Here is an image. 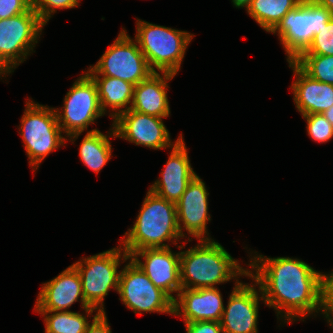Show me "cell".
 Segmentation results:
<instances>
[{
  "label": "cell",
  "instance_id": "cell-17",
  "mask_svg": "<svg viewBox=\"0 0 333 333\" xmlns=\"http://www.w3.org/2000/svg\"><path fill=\"white\" fill-rule=\"evenodd\" d=\"M224 308L223 298L217 287L182 288L173 301V315L182 316L184 323L220 322Z\"/></svg>",
  "mask_w": 333,
  "mask_h": 333
},
{
  "label": "cell",
  "instance_id": "cell-21",
  "mask_svg": "<svg viewBox=\"0 0 333 333\" xmlns=\"http://www.w3.org/2000/svg\"><path fill=\"white\" fill-rule=\"evenodd\" d=\"M89 76L96 83L100 107L104 114L106 113L107 107H110L112 111L116 112H112L109 116L115 119L121 113L131 108L134 84L114 77L102 75ZM128 104L130 105L127 106Z\"/></svg>",
  "mask_w": 333,
  "mask_h": 333
},
{
  "label": "cell",
  "instance_id": "cell-23",
  "mask_svg": "<svg viewBox=\"0 0 333 333\" xmlns=\"http://www.w3.org/2000/svg\"><path fill=\"white\" fill-rule=\"evenodd\" d=\"M302 0H252L247 13L267 32H271L283 17Z\"/></svg>",
  "mask_w": 333,
  "mask_h": 333
},
{
  "label": "cell",
  "instance_id": "cell-5",
  "mask_svg": "<svg viewBox=\"0 0 333 333\" xmlns=\"http://www.w3.org/2000/svg\"><path fill=\"white\" fill-rule=\"evenodd\" d=\"M20 135L29 158L31 168L37 170L49 153L57 150L67 139L62 135L54 108L34 101L26 102L21 118Z\"/></svg>",
  "mask_w": 333,
  "mask_h": 333
},
{
  "label": "cell",
  "instance_id": "cell-34",
  "mask_svg": "<svg viewBox=\"0 0 333 333\" xmlns=\"http://www.w3.org/2000/svg\"><path fill=\"white\" fill-rule=\"evenodd\" d=\"M251 1L252 0H232L233 2V5L236 7V8H248L251 4Z\"/></svg>",
  "mask_w": 333,
  "mask_h": 333
},
{
  "label": "cell",
  "instance_id": "cell-32",
  "mask_svg": "<svg viewBox=\"0 0 333 333\" xmlns=\"http://www.w3.org/2000/svg\"><path fill=\"white\" fill-rule=\"evenodd\" d=\"M106 312H96L92 323L87 326L85 333H112L107 321Z\"/></svg>",
  "mask_w": 333,
  "mask_h": 333
},
{
  "label": "cell",
  "instance_id": "cell-8",
  "mask_svg": "<svg viewBox=\"0 0 333 333\" xmlns=\"http://www.w3.org/2000/svg\"><path fill=\"white\" fill-rule=\"evenodd\" d=\"M63 103L62 112L58 108L54 110L62 132L72 142L96 119L105 115L100 107L96 83L87 73L74 82Z\"/></svg>",
  "mask_w": 333,
  "mask_h": 333
},
{
  "label": "cell",
  "instance_id": "cell-31",
  "mask_svg": "<svg viewBox=\"0 0 333 333\" xmlns=\"http://www.w3.org/2000/svg\"><path fill=\"white\" fill-rule=\"evenodd\" d=\"M186 333H223L220 322L198 321L185 323Z\"/></svg>",
  "mask_w": 333,
  "mask_h": 333
},
{
  "label": "cell",
  "instance_id": "cell-27",
  "mask_svg": "<svg viewBox=\"0 0 333 333\" xmlns=\"http://www.w3.org/2000/svg\"><path fill=\"white\" fill-rule=\"evenodd\" d=\"M307 121L308 135L316 142L324 143L332 139L333 126L322 113L303 115Z\"/></svg>",
  "mask_w": 333,
  "mask_h": 333
},
{
  "label": "cell",
  "instance_id": "cell-30",
  "mask_svg": "<svg viewBox=\"0 0 333 333\" xmlns=\"http://www.w3.org/2000/svg\"><path fill=\"white\" fill-rule=\"evenodd\" d=\"M32 0H0V19H7L27 12Z\"/></svg>",
  "mask_w": 333,
  "mask_h": 333
},
{
  "label": "cell",
  "instance_id": "cell-9",
  "mask_svg": "<svg viewBox=\"0 0 333 333\" xmlns=\"http://www.w3.org/2000/svg\"><path fill=\"white\" fill-rule=\"evenodd\" d=\"M88 69V75L119 78L134 85L153 73L137 41L132 40L125 29L119 33L98 62Z\"/></svg>",
  "mask_w": 333,
  "mask_h": 333
},
{
  "label": "cell",
  "instance_id": "cell-4",
  "mask_svg": "<svg viewBox=\"0 0 333 333\" xmlns=\"http://www.w3.org/2000/svg\"><path fill=\"white\" fill-rule=\"evenodd\" d=\"M135 40L153 72L176 75L193 34L137 18ZM158 70H156V69Z\"/></svg>",
  "mask_w": 333,
  "mask_h": 333
},
{
  "label": "cell",
  "instance_id": "cell-14",
  "mask_svg": "<svg viewBox=\"0 0 333 333\" xmlns=\"http://www.w3.org/2000/svg\"><path fill=\"white\" fill-rule=\"evenodd\" d=\"M140 258H144L142 262ZM131 258L150 281L164 291L173 301L182 289L180 282V252L173 253L171 248H144L134 251Z\"/></svg>",
  "mask_w": 333,
  "mask_h": 333
},
{
  "label": "cell",
  "instance_id": "cell-22",
  "mask_svg": "<svg viewBox=\"0 0 333 333\" xmlns=\"http://www.w3.org/2000/svg\"><path fill=\"white\" fill-rule=\"evenodd\" d=\"M110 131L109 135H104L98 129L88 131L80 144L79 157L81 161L96 173H99L111 159L112 147L108 138L111 136L117 138V136L114 127Z\"/></svg>",
  "mask_w": 333,
  "mask_h": 333
},
{
  "label": "cell",
  "instance_id": "cell-29",
  "mask_svg": "<svg viewBox=\"0 0 333 333\" xmlns=\"http://www.w3.org/2000/svg\"><path fill=\"white\" fill-rule=\"evenodd\" d=\"M322 314L333 327V271L323 274ZM331 315V316H330Z\"/></svg>",
  "mask_w": 333,
  "mask_h": 333
},
{
  "label": "cell",
  "instance_id": "cell-36",
  "mask_svg": "<svg viewBox=\"0 0 333 333\" xmlns=\"http://www.w3.org/2000/svg\"><path fill=\"white\" fill-rule=\"evenodd\" d=\"M322 114L333 126V105L328 110L322 112Z\"/></svg>",
  "mask_w": 333,
  "mask_h": 333
},
{
  "label": "cell",
  "instance_id": "cell-10",
  "mask_svg": "<svg viewBox=\"0 0 333 333\" xmlns=\"http://www.w3.org/2000/svg\"><path fill=\"white\" fill-rule=\"evenodd\" d=\"M129 263L120 270L118 294L120 299L134 313L159 312L173 314V300L157 288L129 258Z\"/></svg>",
  "mask_w": 333,
  "mask_h": 333
},
{
  "label": "cell",
  "instance_id": "cell-24",
  "mask_svg": "<svg viewBox=\"0 0 333 333\" xmlns=\"http://www.w3.org/2000/svg\"><path fill=\"white\" fill-rule=\"evenodd\" d=\"M36 312L44 316L45 333H85L90 324L85 315L74 311Z\"/></svg>",
  "mask_w": 333,
  "mask_h": 333
},
{
  "label": "cell",
  "instance_id": "cell-3",
  "mask_svg": "<svg viewBox=\"0 0 333 333\" xmlns=\"http://www.w3.org/2000/svg\"><path fill=\"white\" fill-rule=\"evenodd\" d=\"M180 238L176 204L149 189L133 227L125 232L120 244L130 256L144 248H168L164 241L177 244Z\"/></svg>",
  "mask_w": 333,
  "mask_h": 333
},
{
  "label": "cell",
  "instance_id": "cell-35",
  "mask_svg": "<svg viewBox=\"0 0 333 333\" xmlns=\"http://www.w3.org/2000/svg\"><path fill=\"white\" fill-rule=\"evenodd\" d=\"M318 4L326 7L333 14V0H315Z\"/></svg>",
  "mask_w": 333,
  "mask_h": 333
},
{
  "label": "cell",
  "instance_id": "cell-15",
  "mask_svg": "<svg viewBox=\"0 0 333 333\" xmlns=\"http://www.w3.org/2000/svg\"><path fill=\"white\" fill-rule=\"evenodd\" d=\"M208 195L205 183L196 175L176 202L177 223L182 238L186 235L183 233L184 229L198 240H211L206 227L207 221L211 220L208 214Z\"/></svg>",
  "mask_w": 333,
  "mask_h": 333
},
{
  "label": "cell",
  "instance_id": "cell-12",
  "mask_svg": "<svg viewBox=\"0 0 333 333\" xmlns=\"http://www.w3.org/2000/svg\"><path fill=\"white\" fill-rule=\"evenodd\" d=\"M162 119L129 109L115 118L112 126L118 138L130 143L157 150L172 148L182 134L172 143Z\"/></svg>",
  "mask_w": 333,
  "mask_h": 333
},
{
  "label": "cell",
  "instance_id": "cell-11",
  "mask_svg": "<svg viewBox=\"0 0 333 333\" xmlns=\"http://www.w3.org/2000/svg\"><path fill=\"white\" fill-rule=\"evenodd\" d=\"M43 27L32 7L25 13L0 19V54L13 69L33 52Z\"/></svg>",
  "mask_w": 333,
  "mask_h": 333
},
{
  "label": "cell",
  "instance_id": "cell-6",
  "mask_svg": "<svg viewBox=\"0 0 333 333\" xmlns=\"http://www.w3.org/2000/svg\"><path fill=\"white\" fill-rule=\"evenodd\" d=\"M121 259L126 262L129 254L120 244L72 264L80 275L85 302L99 312H105L103 301L109 290L118 291Z\"/></svg>",
  "mask_w": 333,
  "mask_h": 333
},
{
  "label": "cell",
  "instance_id": "cell-1",
  "mask_svg": "<svg viewBox=\"0 0 333 333\" xmlns=\"http://www.w3.org/2000/svg\"><path fill=\"white\" fill-rule=\"evenodd\" d=\"M253 257L249 277L260 287L264 304L284 316V323L322 311V272L297 258Z\"/></svg>",
  "mask_w": 333,
  "mask_h": 333
},
{
  "label": "cell",
  "instance_id": "cell-20",
  "mask_svg": "<svg viewBox=\"0 0 333 333\" xmlns=\"http://www.w3.org/2000/svg\"><path fill=\"white\" fill-rule=\"evenodd\" d=\"M162 76H161V75ZM175 75L153 72L147 79L134 86L132 110L154 117L166 118L170 115L167 97L168 81Z\"/></svg>",
  "mask_w": 333,
  "mask_h": 333
},
{
  "label": "cell",
  "instance_id": "cell-13",
  "mask_svg": "<svg viewBox=\"0 0 333 333\" xmlns=\"http://www.w3.org/2000/svg\"><path fill=\"white\" fill-rule=\"evenodd\" d=\"M37 296L34 311H69L68 309L80 298L82 309L90 317L94 310L84 299L82 282L77 269L71 265L57 277L43 283Z\"/></svg>",
  "mask_w": 333,
  "mask_h": 333
},
{
  "label": "cell",
  "instance_id": "cell-7",
  "mask_svg": "<svg viewBox=\"0 0 333 333\" xmlns=\"http://www.w3.org/2000/svg\"><path fill=\"white\" fill-rule=\"evenodd\" d=\"M332 17L333 14L316 1H301L270 33L278 34L287 61H294Z\"/></svg>",
  "mask_w": 333,
  "mask_h": 333
},
{
  "label": "cell",
  "instance_id": "cell-18",
  "mask_svg": "<svg viewBox=\"0 0 333 333\" xmlns=\"http://www.w3.org/2000/svg\"><path fill=\"white\" fill-rule=\"evenodd\" d=\"M171 154L150 190L176 204L185 192L188 183L197 175L191 167L183 136L172 146Z\"/></svg>",
  "mask_w": 333,
  "mask_h": 333
},
{
  "label": "cell",
  "instance_id": "cell-25",
  "mask_svg": "<svg viewBox=\"0 0 333 333\" xmlns=\"http://www.w3.org/2000/svg\"><path fill=\"white\" fill-rule=\"evenodd\" d=\"M293 62L312 79L333 85V55H299Z\"/></svg>",
  "mask_w": 333,
  "mask_h": 333
},
{
  "label": "cell",
  "instance_id": "cell-28",
  "mask_svg": "<svg viewBox=\"0 0 333 333\" xmlns=\"http://www.w3.org/2000/svg\"><path fill=\"white\" fill-rule=\"evenodd\" d=\"M79 6V0H32V8L38 13L41 22L46 25L56 9L74 8Z\"/></svg>",
  "mask_w": 333,
  "mask_h": 333
},
{
  "label": "cell",
  "instance_id": "cell-26",
  "mask_svg": "<svg viewBox=\"0 0 333 333\" xmlns=\"http://www.w3.org/2000/svg\"><path fill=\"white\" fill-rule=\"evenodd\" d=\"M319 30L309 47L300 55H333V17Z\"/></svg>",
  "mask_w": 333,
  "mask_h": 333
},
{
  "label": "cell",
  "instance_id": "cell-2",
  "mask_svg": "<svg viewBox=\"0 0 333 333\" xmlns=\"http://www.w3.org/2000/svg\"><path fill=\"white\" fill-rule=\"evenodd\" d=\"M198 241L194 248L180 252L182 288L216 287L234 278L237 279L235 286H239L242 282L236 277L249 276L250 271L241 267L221 244L213 239Z\"/></svg>",
  "mask_w": 333,
  "mask_h": 333
},
{
  "label": "cell",
  "instance_id": "cell-16",
  "mask_svg": "<svg viewBox=\"0 0 333 333\" xmlns=\"http://www.w3.org/2000/svg\"><path fill=\"white\" fill-rule=\"evenodd\" d=\"M256 285L241 283L233 288L220 321L223 333H258V307L263 295Z\"/></svg>",
  "mask_w": 333,
  "mask_h": 333
},
{
  "label": "cell",
  "instance_id": "cell-19",
  "mask_svg": "<svg viewBox=\"0 0 333 333\" xmlns=\"http://www.w3.org/2000/svg\"><path fill=\"white\" fill-rule=\"evenodd\" d=\"M296 80L291 88L294 103L301 115L317 114L328 110L333 105V85L312 79L293 61H288Z\"/></svg>",
  "mask_w": 333,
  "mask_h": 333
},
{
  "label": "cell",
  "instance_id": "cell-33",
  "mask_svg": "<svg viewBox=\"0 0 333 333\" xmlns=\"http://www.w3.org/2000/svg\"><path fill=\"white\" fill-rule=\"evenodd\" d=\"M14 72L13 68L3 59L2 55L0 54V77L7 76L6 74H10Z\"/></svg>",
  "mask_w": 333,
  "mask_h": 333
}]
</instances>
